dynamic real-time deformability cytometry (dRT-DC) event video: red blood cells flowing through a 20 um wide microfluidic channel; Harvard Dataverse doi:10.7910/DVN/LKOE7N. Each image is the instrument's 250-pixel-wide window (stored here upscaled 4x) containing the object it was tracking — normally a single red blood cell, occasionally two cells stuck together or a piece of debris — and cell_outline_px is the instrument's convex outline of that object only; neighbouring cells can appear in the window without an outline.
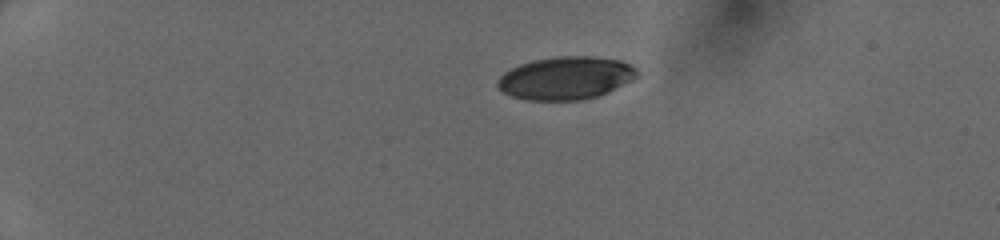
{"species": "human", "species_latin": "Homo sapiens", "temperature_condition": "cold", "stored_images_in_passage": 38, "camera_frame_rate_fps": 3000, "um_per_image_px": 0.085, "donor": {"sex": "female"}, "frame": {"image": 1, "passage_image": 1, "time_ms": 0.0, "image_size_px": [1000, 240], "cell_outline_px": [[640, 72], [632, 80], [608, 92], [584, 100], [524, 100], [512, 96], [504, 92], [496, 84], [496, 80], [504, 72], [520, 64], [532, 60], [556, 56], [592, 56], [620, 60], [632, 64]], "centroid_in_image_um": [48.1, 6.63], "position_along_channel_um": 36.9, "area_um2": 35.03}}
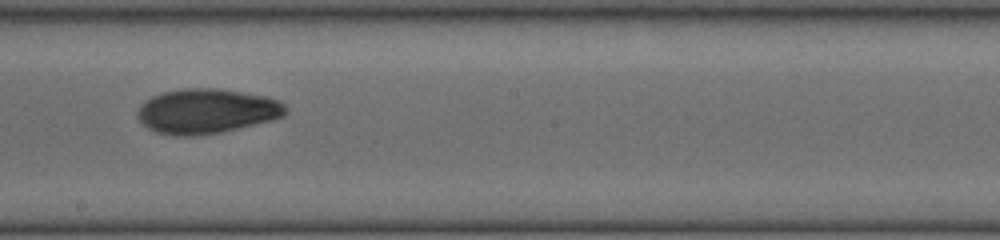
{"frame": {"image": 2, "passage_image": 20, "time_ms": 6.333, "image_size_px": [1000, 240], "cell_outline_px": [[288, 112], [284, 116], [272, 120], [220, 132], [192, 136], [176, 136], [156, 132], [148, 128], [136, 116], [136, 112], [140, 104], [152, 96], [164, 92], [180, 88], [216, 88], [268, 96], [280, 100], [288, 108]], "centroid_in_image_um": [17.57, 9.44], "position_along_channel_um": 230.6, "area_um2": 38.84}}
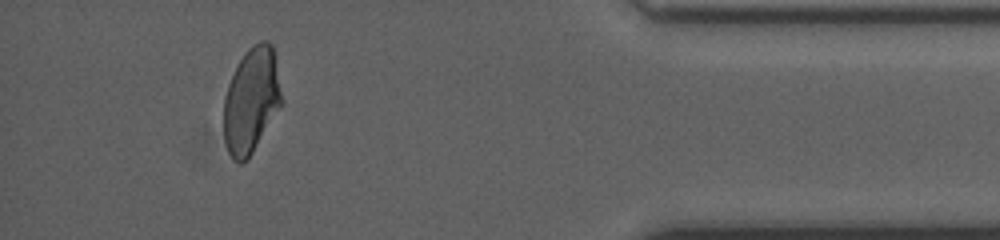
{"frame": {"image": 3, "passage_image": 35, "time_ms": 11.333, "image_size_px": [1000, 240], "cell_outline_px": [[280, 104], [248, 160], [240, 164], [228, 152], [224, 140], [224, 100], [228, 84], [240, 60], [248, 48], [252, 44], [260, 40], [268, 40], [272, 44], [280, 92]], "centroid_in_image_um": [21.32, 8.53], "position_along_channel_um": 413.9, "area_um2": 34.56}}